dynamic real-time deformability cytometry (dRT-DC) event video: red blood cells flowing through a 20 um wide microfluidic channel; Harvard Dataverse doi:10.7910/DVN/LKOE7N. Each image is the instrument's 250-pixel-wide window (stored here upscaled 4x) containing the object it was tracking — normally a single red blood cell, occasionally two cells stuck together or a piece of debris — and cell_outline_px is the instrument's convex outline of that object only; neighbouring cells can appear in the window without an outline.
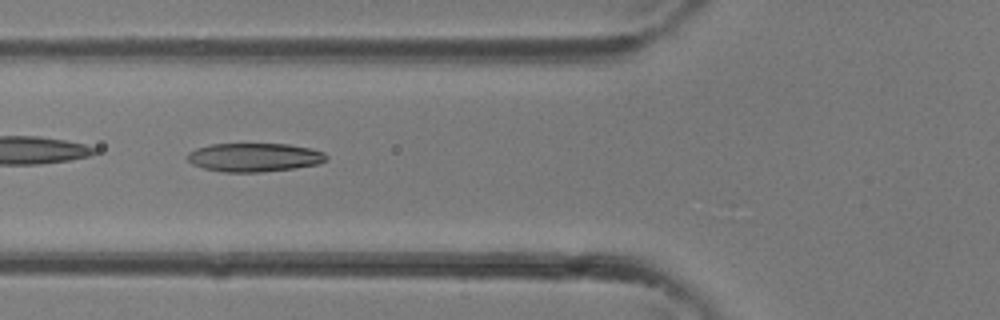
{"species": "common noctule bat (a hibernating species)", "species_latin": "Nyctalus noctula", "temperature_condition": "room temperature", "stored_images_in_passage": 25, "camera_frame_rate_fps": 3000, "um_per_image_px": 0.085, "animal": {"sex": "female"}, "frame": {"image": 1, "passage_image": 4, "time_ms": 1.0, "image_size_px": [1000, 320], "cell_outline_px": [[328, 156], [320, 164], [296, 168], [260, 172], [224, 172], [204, 168], [192, 164], [188, 160], [188, 152], [196, 148], [208, 144], [288, 144], [312, 148], [324, 152]], "centroid_in_image_um": [21.63, 13.37], "position_along_channel_um": 104.2, "area_um2": 23.29}}
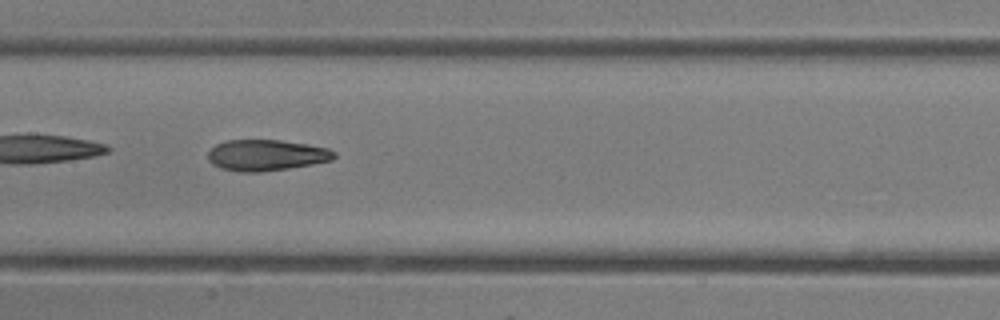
{"frame": {"image": 2, "passage_image": 8, "time_ms": 2.333, "image_size_px": [1000, 320], "cell_outline_px": [[336, 156], [332, 160], [312, 164], [288, 168], [260, 172], [240, 172], [220, 168], [212, 164], [208, 160], [208, 152], [216, 144], [228, 140], [280, 140], [308, 144], [328, 148], [336, 152]], "centroid_in_image_um": [22.64, 13.19], "position_along_channel_um": 184.8, "area_um2": 22.89}}
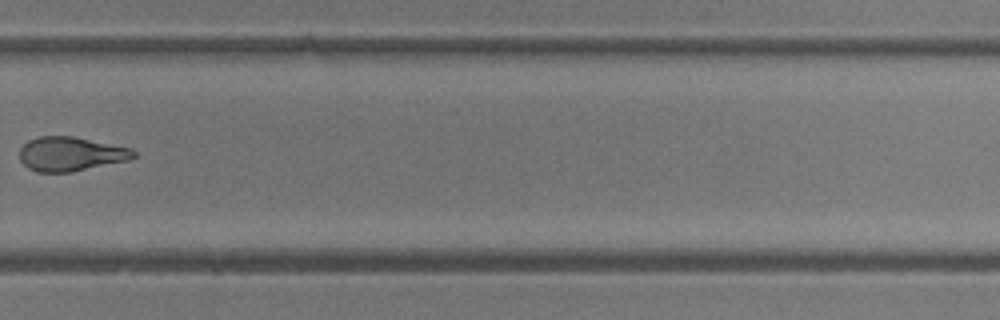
{"frame": {"image": 3, "passage_image": 15, "time_ms": 4.667, "image_size_px": [1000, 320], "cell_outline_px": [[136, 156], [128, 160], [72, 172], [36, 172], [28, 168], [20, 160], [20, 148], [28, 140], [40, 136], [72, 136], [132, 148], [136, 152]], "centroid_in_image_um": [6.0, 13.09], "position_along_channel_um": 323.8, "area_um2": 22.72}}